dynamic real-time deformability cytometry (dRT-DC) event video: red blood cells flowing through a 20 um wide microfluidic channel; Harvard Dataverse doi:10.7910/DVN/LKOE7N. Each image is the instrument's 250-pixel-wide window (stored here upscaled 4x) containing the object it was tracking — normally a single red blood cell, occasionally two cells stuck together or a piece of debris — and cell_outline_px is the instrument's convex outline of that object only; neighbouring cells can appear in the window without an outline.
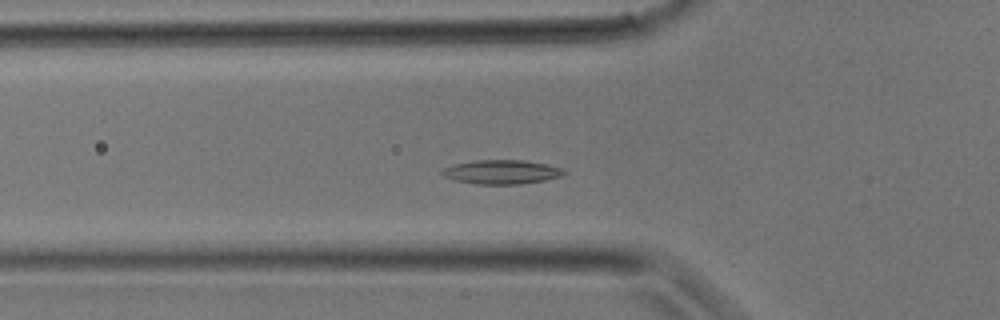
{"species": "common noctule bat (a hibernating species)", "species_latin": "Nyctalus noctula", "temperature_condition": "room temperature", "stored_images_in_passage": 23, "camera_frame_rate_fps": 3000, "um_per_image_px": 0.085, "animal": {"sex": "male", "body_mass_g": 17.9}, "frame": {"image": 1, "passage_image": 2, "time_ms": 0.333, "image_size_px": [1000, 320], "cell_outline_px": [[568, 172], [560, 176], [544, 180], [520, 184], [476, 184], [456, 180], [444, 176], [440, 172], [444, 168], [452, 164], [472, 160], [524, 160], [544, 164], [560, 168]], "centroid_in_image_um": [42.59, 14.61], "position_along_channel_um": 83.2, "area_um2": 16.99}}
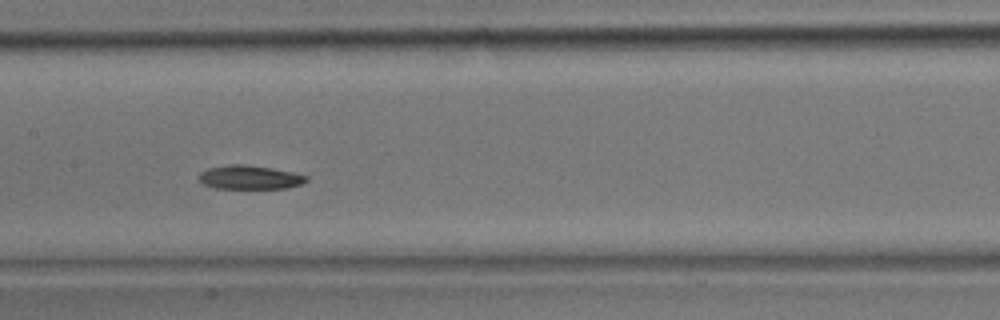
{"frame": {"image": 2, "passage_image": 7, "time_ms": 2.0, "image_size_px": [1000, 320], "cell_outline_px": [[308, 180], [300, 184], [288, 188], [216, 188], [204, 184], [196, 176], [200, 172], [208, 168], [228, 164], [244, 164], [272, 168], [292, 172], [308, 176]], "centroid_in_image_um": [21.2, 15.06], "position_along_channel_um": 186.2, "area_um2": 14.91}}
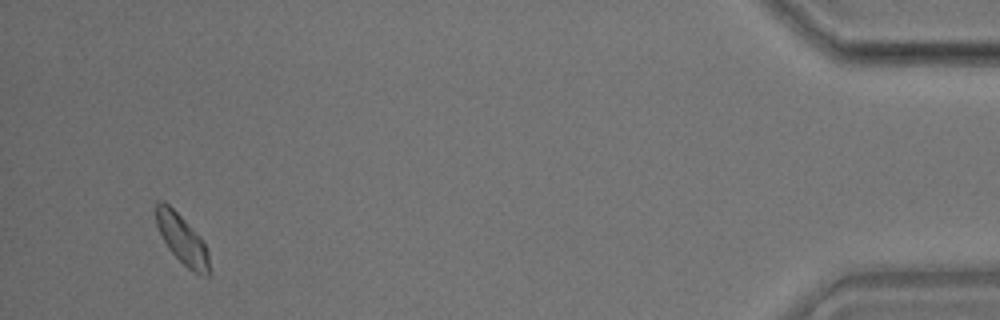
{"frame": {"image": 3, "passage_image": 22, "time_ms": 7.0, "image_size_px": [1000, 320], "cell_outline_px": [[208, 276], [192, 272], [168, 248], [156, 224], [156, 204], [160, 200], [164, 200], [200, 236], [208, 252]], "centroid_in_image_um": [15.46, 20.32], "position_along_channel_um": 419.7, "area_um2": 14.8}}